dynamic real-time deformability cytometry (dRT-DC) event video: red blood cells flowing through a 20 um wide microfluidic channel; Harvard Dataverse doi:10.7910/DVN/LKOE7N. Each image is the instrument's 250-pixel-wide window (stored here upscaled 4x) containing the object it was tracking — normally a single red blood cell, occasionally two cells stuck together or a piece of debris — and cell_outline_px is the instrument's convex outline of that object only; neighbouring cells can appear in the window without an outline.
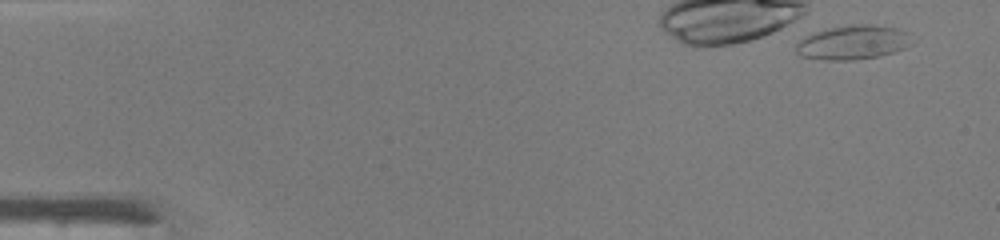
{"species": "common noctule bat (a hibernating species)", "species_latin": "Nyctalus noctula", "temperature_condition": "warm", "stored_images_in_passage": 10, "camera_frame_rate_fps": 3000, "um_per_image_px": 0.085, "animal": {"sex": "male", "body_mass_g": 19.0, "forearm_length_mm": 50.8}, "frame": {"image": 1, "passage_image": 1, "time_ms": 0.0, "image_size_px": [1000, 240], "cell_outline_px": [[912, 44], [904, 48], [880, 56], [852, 60], [824, 60], [800, 56], [796, 52], [796, 44], [804, 36], [812, 32], [828, 28], [852, 24], [872, 24], [900, 28], [908, 32]], "centroid_in_image_um": [72.49, 3.59], "position_along_channel_um": 12.5, "area_um2": 23.35}}